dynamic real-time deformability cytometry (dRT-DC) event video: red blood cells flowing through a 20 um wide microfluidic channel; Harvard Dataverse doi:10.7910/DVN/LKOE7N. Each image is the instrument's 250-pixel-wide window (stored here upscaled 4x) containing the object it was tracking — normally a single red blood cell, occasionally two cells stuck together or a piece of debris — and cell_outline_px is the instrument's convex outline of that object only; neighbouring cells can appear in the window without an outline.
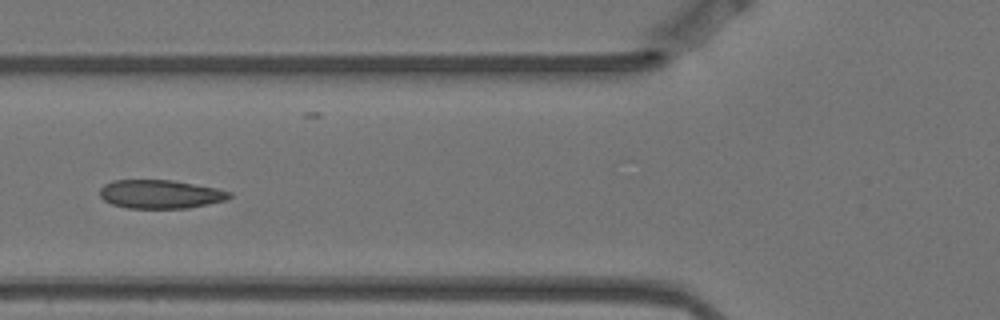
{"species": "Egyptian fruit bat (a non-hibernating species)", "species_latin": "Rousettus aegyptiacus", "temperature_condition": "warm", "stored_images_in_passage": 7, "camera_frame_rate_fps": 3000, "um_per_image_px": 0.085, "animal": {"sex": "female"}, "frame": {"image": 1, "passage_image": 6, "time_ms": 1.667, "image_size_px": [1000, 320], "cell_outline_px": [[232, 196], [224, 200], [208, 204], [188, 208], [128, 208], [112, 204], [104, 200], [100, 196], [100, 188], [104, 184], [112, 180], [172, 180], [216, 188], [232, 192]], "centroid_in_image_um": [13.61, 16.5], "position_along_channel_um": 112.2, "area_um2": 21.56}}
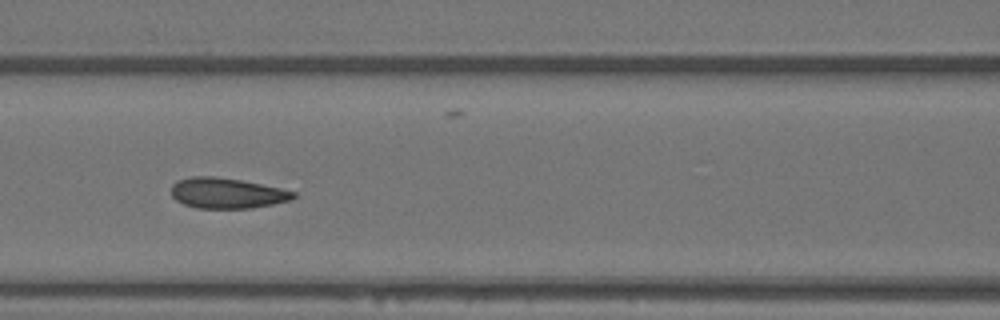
{"frame": {"image": 2, "passage_image": 7, "time_ms": 2.0, "image_size_px": [1000, 320], "cell_outline_px": [[296, 196], [292, 200], [252, 208], [196, 208], [184, 204], [176, 200], [172, 196], [172, 184], [176, 180], [192, 176], [216, 176], [240, 180], [280, 188], [296, 192]], "centroid_in_image_um": [19.27, 16.41], "position_along_channel_um": 147.3, "area_um2": 21.73}}